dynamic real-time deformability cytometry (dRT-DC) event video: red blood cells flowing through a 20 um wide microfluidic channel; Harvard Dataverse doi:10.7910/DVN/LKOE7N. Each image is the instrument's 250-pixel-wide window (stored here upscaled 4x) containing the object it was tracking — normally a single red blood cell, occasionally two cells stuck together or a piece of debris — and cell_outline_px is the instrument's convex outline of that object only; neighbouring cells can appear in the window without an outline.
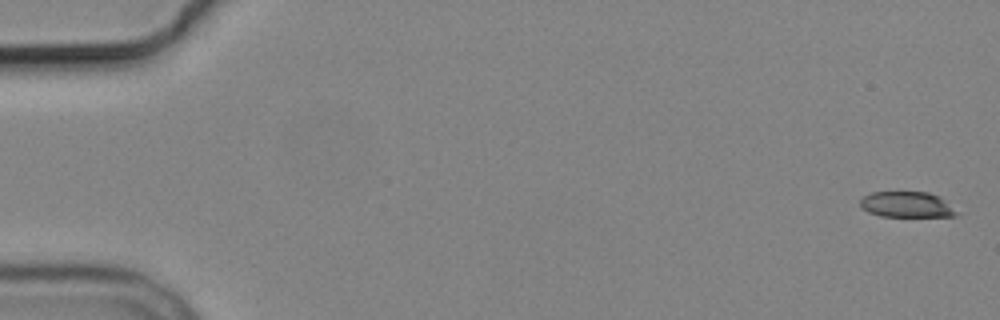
{"species": "common noctule bat (a hibernating species)", "species_latin": "Nyctalus noctula", "temperature_condition": "cold", "stored_images_in_passage": 6, "camera_frame_rate_fps": 3000, "um_per_image_px": 0.085, "animal": {"sex": "male", "body_mass_g": 19.2, "forearm_length_mm": 51.8}, "frame": {"image": 1, "passage_image": 1, "time_ms": 0.0, "image_size_px": [1000, 320], "cell_outline_px": [[960, 212], [956, 216], [880, 216], [868, 212], [860, 204], [860, 200], [864, 196], [872, 192], [928, 192], [940, 196]], "centroid_in_image_um": [77.12, 17.38], "position_along_channel_um": 7.9, "area_um2": 14.45}}
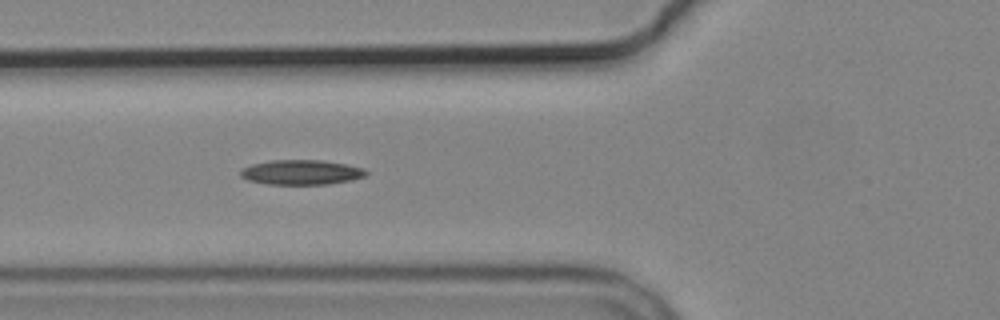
{"frame": {"image": 2, "passage_image": 6, "time_ms": 6.667, "image_size_px": [1000, 320], "cell_outline_px": [[368, 172], [364, 176], [352, 180], [328, 184], [268, 184], [248, 180], [240, 176], [240, 172], [244, 168], [252, 164], [272, 160], [324, 160], [364, 168]], "centroid_in_image_um": [25.62, 14.64], "position_along_channel_um": 100.2, "area_um2": 18.03}}